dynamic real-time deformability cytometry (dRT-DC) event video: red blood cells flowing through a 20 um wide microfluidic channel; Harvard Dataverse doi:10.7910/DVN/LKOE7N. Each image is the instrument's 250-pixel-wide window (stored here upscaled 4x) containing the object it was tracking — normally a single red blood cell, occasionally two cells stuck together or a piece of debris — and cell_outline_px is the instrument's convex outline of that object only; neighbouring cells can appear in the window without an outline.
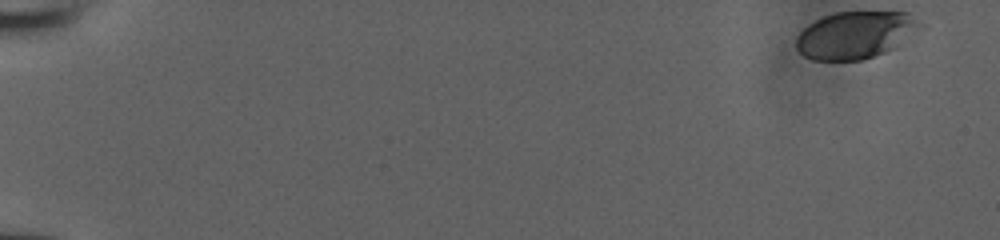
{"species": "human", "species_latin": "Homo sapiens", "temperature_condition": "room temperature", "stored_images_in_passage": 46, "camera_frame_rate_fps": 3000, "um_per_image_px": 0.085, "donor": {"sex": "male"}, "frame": {"image": 1, "passage_image": 1, "time_ms": 0.0, "image_size_px": [1000, 240], "cell_outline_px": [[928, 24], [924, 28], [892, 48], [884, 52], [864, 60], [812, 60], [804, 56], [796, 48], [796, 36], [808, 24], [824, 16], [836, 12], [908, 12]], "centroid_in_image_um": [72.76, 2.96], "position_along_channel_um": 12.2, "area_um2": 34.45}}
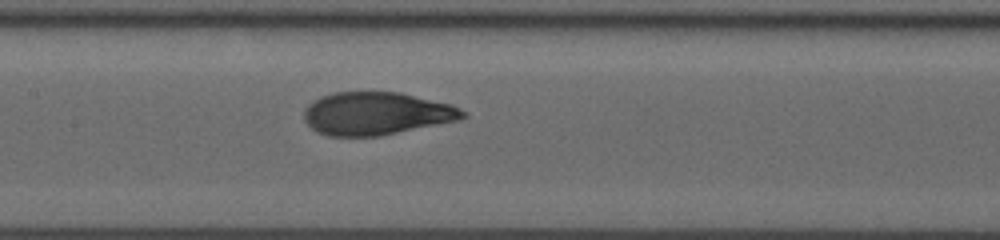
{"frame": {"image": 2, "passage_image": 27, "time_ms": 8.667, "image_size_px": [1000, 240], "cell_outline_px": [[468, 116], [460, 120], [380, 136], [328, 136], [316, 132], [304, 120], [304, 108], [312, 100], [320, 96], [332, 92], [400, 92], [452, 104], [460, 108]], "centroid_in_image_um": [31.98, 9.65], "position_along_channel_um": 175.4, "area_um2": 40.0}}
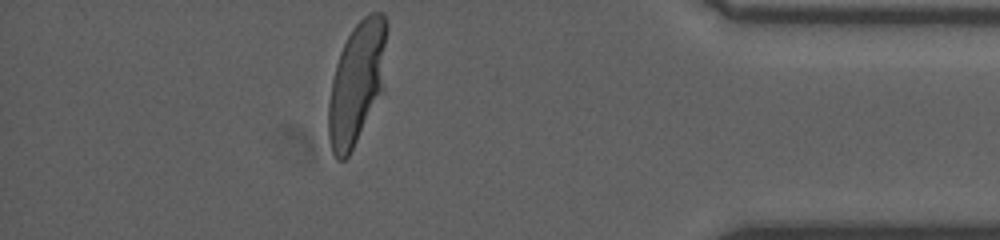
{"frame": {"image": 3, "passage_image": 46, "time_ms": 15.0, "image_size_px": [1000, 240], "cell_outline_px": [[388, 28], [384, 92], [348, 156], [344, 160], [336, 160], [332, 152], [328, 136], [328, 104], [332, 80], [336, 64], [340, 52], [352, 28], [368, 12], [380, 12], [384, 16], [388, 24]], "centroid_in_image_um": [30.36, 7.03], "position_along_channel_um": 404.8, "area_um2": 42.25}}